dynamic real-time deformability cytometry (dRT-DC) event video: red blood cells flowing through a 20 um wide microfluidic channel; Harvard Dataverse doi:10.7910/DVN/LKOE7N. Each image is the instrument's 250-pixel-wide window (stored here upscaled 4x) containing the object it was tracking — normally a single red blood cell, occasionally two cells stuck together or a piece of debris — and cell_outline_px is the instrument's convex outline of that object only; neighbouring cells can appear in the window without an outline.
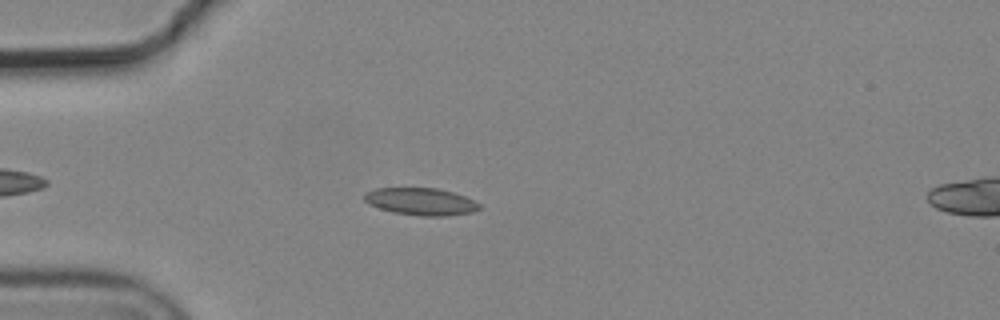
{"species": "common noctule bat (a hibernating species)", "species_latin": "Nyctalus noctula", "temperature_condition": "cold", "stored_images_in_passage": 3, "camera_frame_rate_fps": 3000, "um_per_image_px": 0.085, "animal": {"sex": "male", "body_mass_g": 19.2, "forearm_length_mm": 51.8}, "frame": {"image": 1, "passage_image": 3, "time_ms": 0.667, "image_size_px": [1000, 320], "cell_outline_px": [[480, 208], [472, 212], [444, 216], [420, 216], [392, 212], [368, 204], [364, 200], [364, 192], [376, 188], [436, 188], [452, 192], [464, 196], [480, 204]], "centroid_in_image_um": [35.73, 17.13], "position_along_channel_um": 49.3, "area_um2": 18.21}}